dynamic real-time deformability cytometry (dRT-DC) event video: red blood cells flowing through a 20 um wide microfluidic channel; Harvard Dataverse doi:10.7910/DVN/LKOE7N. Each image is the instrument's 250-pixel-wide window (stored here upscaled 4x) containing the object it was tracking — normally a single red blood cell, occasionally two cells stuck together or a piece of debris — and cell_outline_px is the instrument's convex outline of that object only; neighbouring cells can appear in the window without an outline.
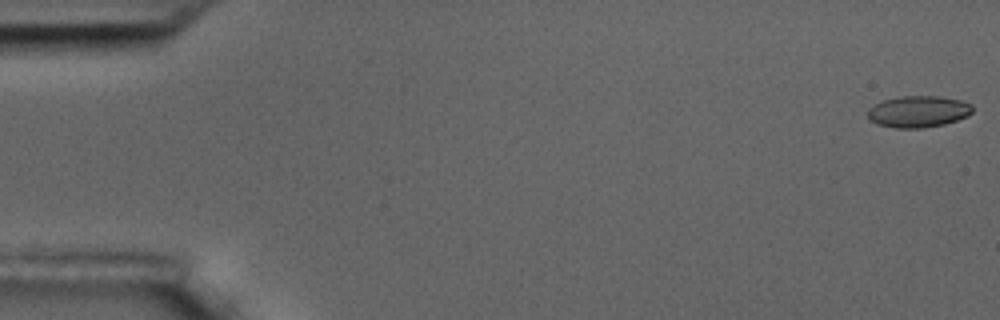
{"species": "common noctule bat (a hibernating species)", "species_latin": "Nyctalus noctula", "temperature_condition": "room temperature", "stored_images_in_passage": 58, "camera_frame_rate_fps": 3000, "um_per_image_px": 0.085, "animal": {"sex": "male", "body_mass_g": 17.5, "forearm_length_mm": 52.3}, "frame": {"image": 1, "passage_image": 1, "time_ms": 0.0, "image_size_px": [1000, 320], "cell_outline_px": [[972, 112], [968, 116], [944, 124], [924, 128], [896, 128], [876, 124], [868, 116], [868, 108], [884, 100], [900, 96], [940, 96], [960, 100], [972, 104]], "centroid_in_image_um": [78.07, 9.48], "position_along_channel_um": 6.9, "area_um2": 19.25}}
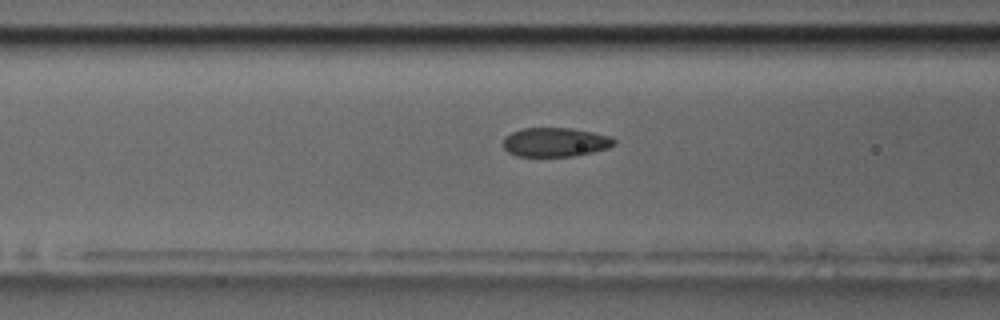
{"frame": {"image": 2, "passage_image": 23, "time_ms": 7.333, "image_size_px": [1000, 320], "cell_outline_px": [[616, 144], [608, 148], [576, 156], [516, 156], [508, 152], [504, 148], [504, 136], [512, 132], [524, 128], [572, 128], [592, 132], [608, 136], [616, 140]], "centroid_in_image_um": [47.19, 12.09], "position_along_channel_um": 119.4, "area_um2": 18.79}}
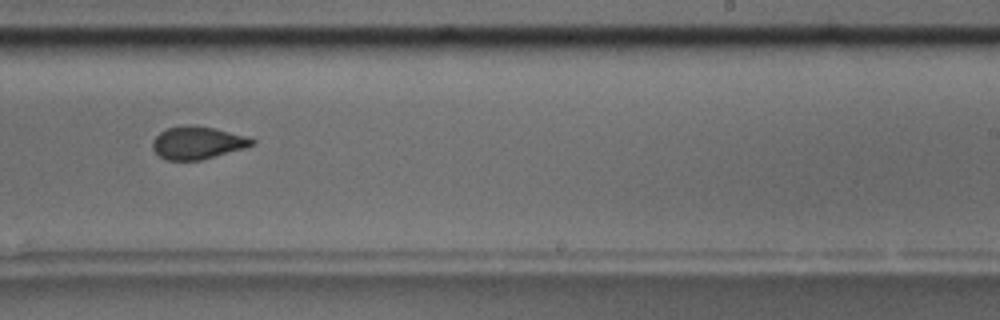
{"frame": {"image": 3, "passage_image": 36, "time_ms": 11.667, "image_size_px": [1000, 320], "cell_outline_px": [[256, 144], [244, 148], [200, 160], [164, 160], [152, 148], [152, 140], [160, 132], [168, 128], [188, 124], [216, 128], [252, 136], [256, 140]], "centroid_in_image_um": [16.84, 12.12], "position_along_channel_um": 272.2, "area_um2": 19.19}, "authors_computed_cell_mechanics": {"area_um2": 19.3052, "velocity_mm_per_s": 3.5371, "shape_relaxation_time_tau1_ms": 8.1759, "shape_relaxation_time_tau2_ms": 1.0101, "deformation_change_tau1": 0.1558, "deformation_change_tau2": 0.0755}}